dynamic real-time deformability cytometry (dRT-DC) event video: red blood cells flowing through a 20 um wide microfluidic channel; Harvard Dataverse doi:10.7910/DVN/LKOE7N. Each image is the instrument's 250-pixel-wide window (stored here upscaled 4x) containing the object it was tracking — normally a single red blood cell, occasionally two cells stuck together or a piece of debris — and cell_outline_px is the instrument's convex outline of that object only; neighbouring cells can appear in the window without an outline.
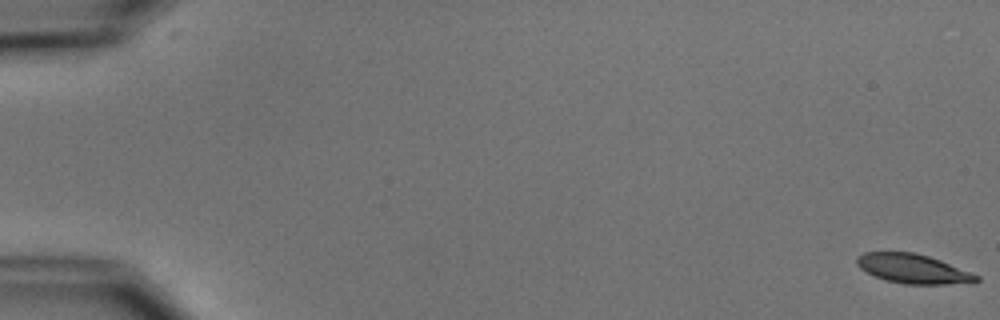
{"species": "common noctule bat (a hibernating species)", "species_latin": "Nyctalus noctula", "temperature_condition": "cold", "stored_images_in_passage": 9, "camera_frame_rate_fps": 3000, "um_per_image_px": 0.085, "animal": {"sex": "male", "body_mass_g": 15.6}, "frame": {"image": 1, "passage_image": 1, "time_ms": 0.0, "image_size_px": [1000, 320], "cell_outline_px": [[980, 280], [976, 284], [904, 284], [884, 280], [860, 268], [856, 264], [856, 256], [864, 252], [916, 252], [940, 260], [980, 276]], "centroid_in_image_um": [77.65, 22.85], "position_along_channel_um": 7.4, "area_um2": 20.63}}
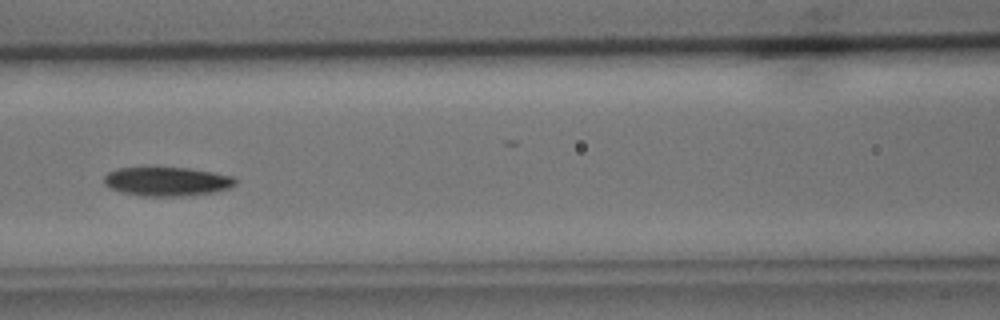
{"frame": {"image": 2, "passage_image": 8, "time_ms": 8.333, "image_size_px": [1000, 320], "cell_outline_px": [[236, 184], [228, 188], [212, 192], [184, 196], [140, 196], [120, 192], [104, 184], [104, 176], [108, 172], [120, 168], [188, 168], [212, 172], [232, 176], [236, 180]], "centroid_in_image_um": [14.17, 15.43], "position_along_channel_um": 152.4, "area_um2": 21.96}}
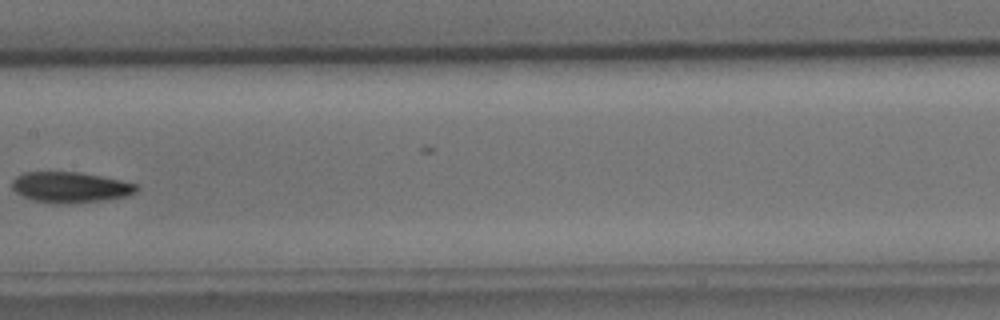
{"frame": {"image": 3, "passage_image": 9, "time_ms": 9.667, "image_size_px": [1000, 320], "cell_outline_px": [[140, 188], [136, 192], [124, 196], [104, 200], [64, 204], [56, 204], [32, 200], [16, 192], [12, 188], [12, 180], [16, 176], [24, 172], [80, 172], [120, 180], [136, 184]], "centroid_in_image_um": [5.96, 15.92], "position_along_channel_um": 201.4, "area_um2": 22.2}}